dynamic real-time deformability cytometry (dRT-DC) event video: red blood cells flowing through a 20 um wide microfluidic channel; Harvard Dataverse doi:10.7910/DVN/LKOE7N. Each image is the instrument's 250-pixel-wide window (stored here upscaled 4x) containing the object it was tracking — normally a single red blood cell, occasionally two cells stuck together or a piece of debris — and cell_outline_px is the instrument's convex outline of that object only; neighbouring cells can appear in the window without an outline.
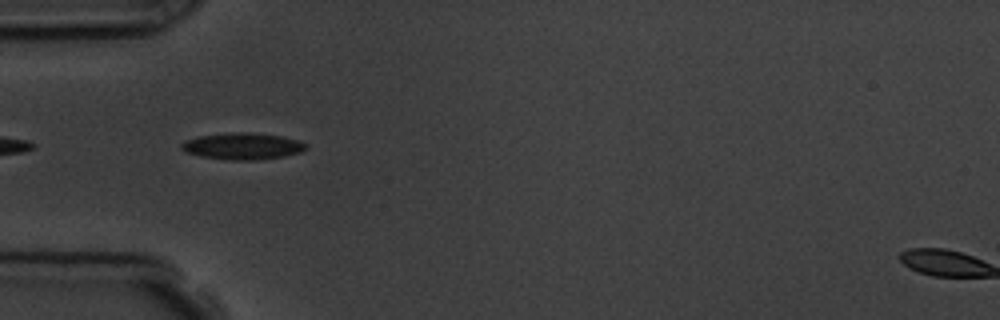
{"species": "common noctule bat (a hibernating species)", "species_latin": "Nyctalus noctula", "temperature_condition": "room temperature", "stored_images_in_passage": 7, "camera_frame_rate_fps": 3000, "um_per_image_px": 0.085, "animal": {"sex": "male", "body_mass_g": 19.5, "forearm_length_mm": 54.6}, "frame": {"image": 1, "passage_image": 3, "time_ms": 2.0, "image_size_px": [1000, 320], "cell_outline_px": [[308, 148], [300, 152], [284, 156], [256, 160], [228, 160], [200, 156], [184, 152], [180, 148], [180, 144], [184, 140], [200, 136], [240, 132], [248, 132], [280, 136], [300, 140]], "centroid_in_image_um": [20.59, 12.43], "position_along_channel_um": 64.4, "area_um2": 19.25}}